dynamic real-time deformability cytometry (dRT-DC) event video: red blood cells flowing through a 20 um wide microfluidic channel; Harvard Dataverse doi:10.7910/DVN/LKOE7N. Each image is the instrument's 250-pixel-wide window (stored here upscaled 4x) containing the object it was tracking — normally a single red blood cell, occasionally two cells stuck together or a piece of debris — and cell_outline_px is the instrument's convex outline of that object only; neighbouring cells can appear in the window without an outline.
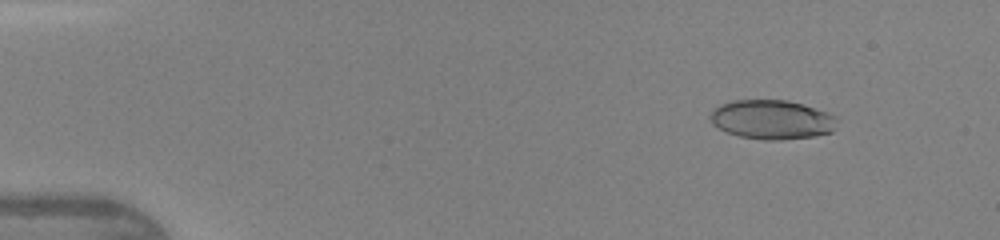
{"species": "human", "species_latin": "Homo sapiens", "temperature_condition": "warm", "stored_images_in_passage": 47, "camera_frame_rate_fps": 3000, "um_per_image_px": 0.085, "donor": {"sex": "female"}, "frame": {"image": 1, "passage_image": 6, "time_ms": 1.667, "image_size_px": [1000, 240], "cell_outline_px": [[836, 120], [832, 132], [816, 136], [780, 140], [764, 140], [740, 136], [728, 132], [720, 128], [712, 120], [712, 112], [720, 104], [732, 100], [788, 100], [804, 104], [828, 112], [836, 116]], "centroid_in_image_um": [65.67, 10.16], "position_along_channel_um": 19.3, "area_um2": 28.78}}
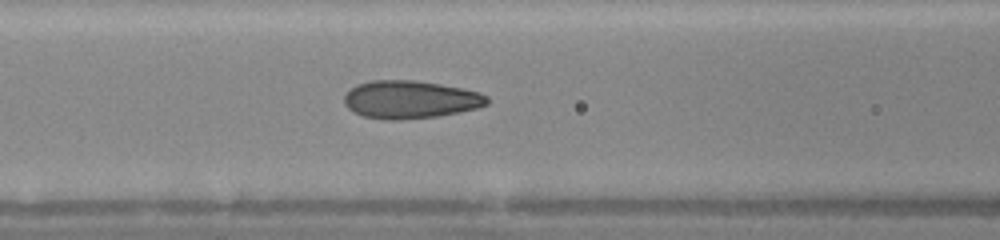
{"frame": {"image": 2, "passage_image": 21, "time_ms": 6.667, "image_size_px": [1000, 240], "cell_outline_px": [[488, 104], [476, 108], [460, 112], [440, 116], [400, 120], [388, 120], [364, 116], [352, 112], [344, 104], [344, 96], [356, 84], [372, 80], [412, 80], [440, 84], [464, 88], [480, 92], [488, 96]], "centroid_in_image_um": [34.88, 8.46], "position_along_channel_um": 131.7, "area_um2": 31.73}}
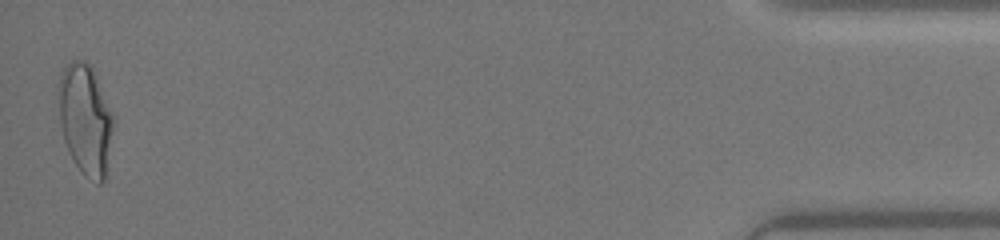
{"frame": {"image": 3, "passage_image": 47, "time_ms": 15.333, "image_size_px": [1000, 240], "cell_outline_px": [[116, 120], [104, 180], [100, 184], [96, 184], [84, 176], [80, 172], [64, 140], [60, 124], [60, 72], [72, 60], [84, 60], [92, 68], [96, 76]], "centroid_in_image_um": [7.3, 10.18], "position_along_channel_um": 427.9, "area_um2": 35.2}, "authors_computed_cell_mechanics": {"area_um2": 30.2872, "velocity_mm_per_s": 4.3495, "shape_relaxation_time_tau1_ms": 5.0545, "shape_relaxation_time_tau2_ms": null, "deformation_change_tau1": 0.1965, "deformation_change_tau2": null}}